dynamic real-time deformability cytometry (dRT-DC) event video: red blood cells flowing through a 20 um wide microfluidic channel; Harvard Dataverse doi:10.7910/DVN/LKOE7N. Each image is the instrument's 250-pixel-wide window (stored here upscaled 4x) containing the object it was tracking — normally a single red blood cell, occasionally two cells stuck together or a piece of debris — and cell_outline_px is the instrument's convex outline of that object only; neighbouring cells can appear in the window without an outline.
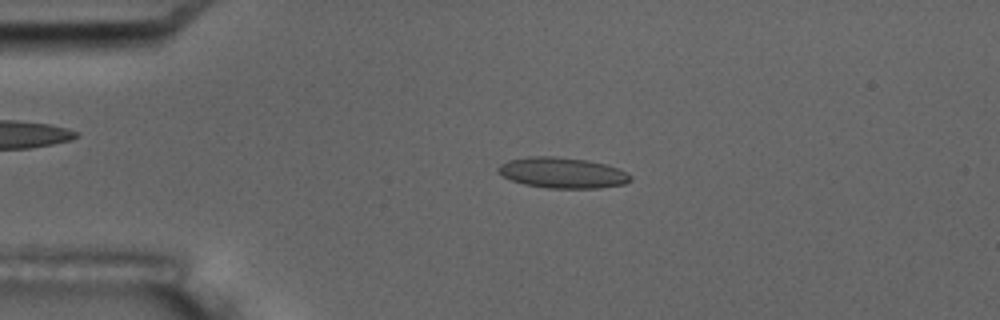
{"species": "common noctule bat (a hibernating species)", "species_latin": "Nyctalus noctula", "temperature_condition": "room temperature", "stored_images_in_passage": 5, "camera_frame_rate_fps": 3000, "um_per_image_px": 0.085, "animal": {"sex": "male", "body_mass_g": 17.5, "forearm_length_mm": 52.3}, "frame": {"image": 1, "passage_image": 4, "time_ms": 3.333, "image_size_px": [1000, 320], "cell_outline_px": [[632, 180], [624, 184], [600, 188], [548, 188], [524, 184], [512, 180], [496, 172], [496, 168], [500, 164], [508, 160], [528, 156], [556, 156], [588, 160], [604, 164], [628, 172], [632, 176]], "centroid_in_image_um": [47.8, 14.68], "position_along_channel_um": 37.2, "area_um2": 23.81}}